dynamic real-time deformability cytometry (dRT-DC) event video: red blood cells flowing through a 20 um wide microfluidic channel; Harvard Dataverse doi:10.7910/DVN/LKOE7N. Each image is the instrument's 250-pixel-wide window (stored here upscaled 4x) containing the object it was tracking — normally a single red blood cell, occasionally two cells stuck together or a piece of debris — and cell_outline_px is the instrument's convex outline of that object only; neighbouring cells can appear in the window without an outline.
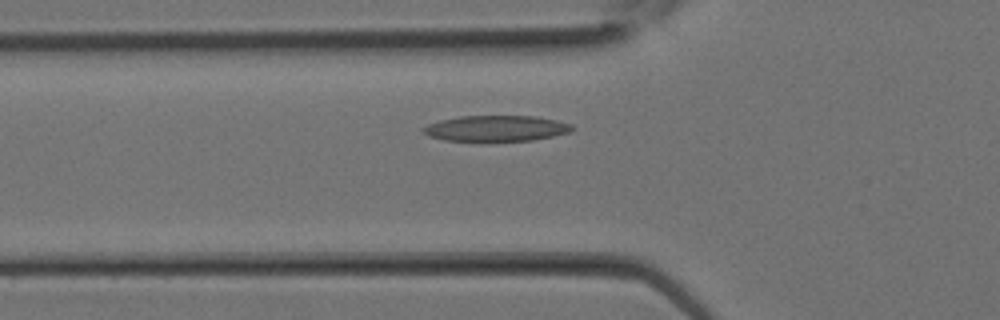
{"species": "Egyptian fruit bat (a non-hibernating species)", "species_latin": "Rousettus aegyptiacus", "temperature_condition": "room temperature", "stored_images_in_passage": 22, "camera_frame_rate_fps": 3000, "um_per_image_px": 0.085, "animal": {"sex": "female"}, "frame": {"image": 1, "passage_image": 3, "time_ms": 0.667, "image_size_px": [1000, 320], "cell_outline_px": [[572, 128], [568, 132], [552, 136], [532, 140], [444, 140], [428, 136], [420, 128], [428, 124], [440, 120], [460, 116], [536, 116], [556, 120], [572, 124]], "centroid_in_image_um": [42.13, 10.89], "position_along_channel_um": 83.7, "area_um2": 22.02}}
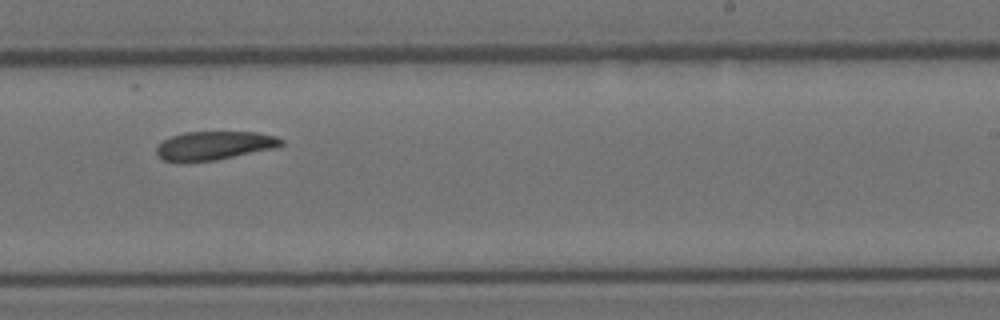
{"frame": {"image": 2, "passage_image": 11, "time_ms": 3.333, "image_size_px": [1000, 320], "cell_outline_px": [[284, 144], [280, 148], [216, 160], [164, 160], [156, 152], [156, 148], [164, 140], [172, 136], [184, 132], [256, 132], [276, 136], [284, 140]], "centroid_in_image_um": [18.35, 12.35], "position_along_channel_um": 270.7, "area_um2": 20.63}}
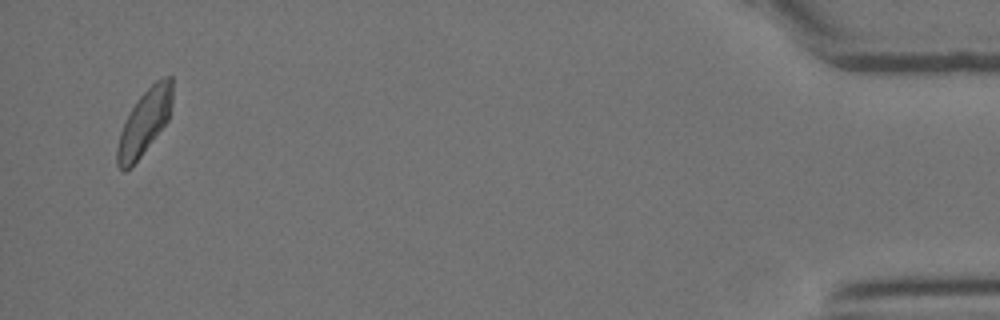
{"frame": {"image": 3, "passage_image": 21, "time_ms": 6.667, "image_size_px": [1000, 320], "cell_outline_px": [[172, 104], [168, 120], [132, 168], [124, 172], [116, 164], [116, 148], [120, 132], [132, 108], [140, 96], [156, 80], [164, 76], [172, 76]], "centroid_in_image_um": [12.27, 10.42], "position_along_channel_um": 422.9, "area_um2": 20.81}}